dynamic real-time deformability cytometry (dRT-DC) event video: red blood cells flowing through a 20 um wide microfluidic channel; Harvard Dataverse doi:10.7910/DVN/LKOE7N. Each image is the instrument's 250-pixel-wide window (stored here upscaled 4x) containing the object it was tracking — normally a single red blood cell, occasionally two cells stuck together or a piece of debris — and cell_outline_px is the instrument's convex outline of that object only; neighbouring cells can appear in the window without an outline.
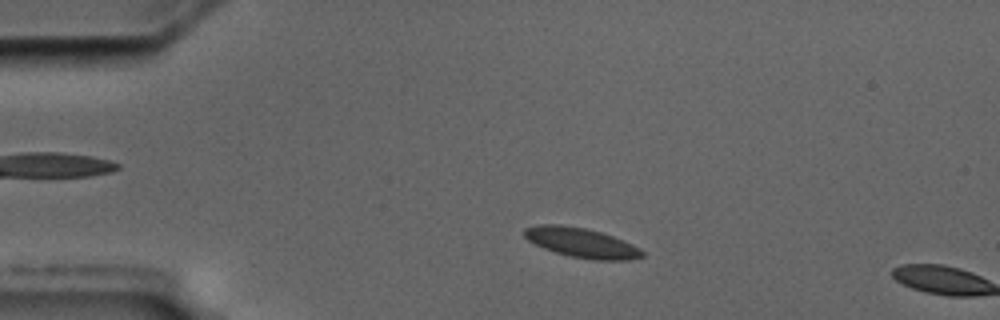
{"species": "common noctule bat (a hibernating species)", "species_latin": "Nyctalus noctula", "temperature_condition": "cold", "stored_images_in_passage": 9, "camera_frame_rate_fps": 3000, "um_per_image_px": 0.085, "animal": {"sex": "male", "body_mass_g": 17.5, "forearm_length_mm": 52.3}, "frame": {"image": 1, "passage_image": 7, "time_ms": 2.0, "image_size_px": [1000, 320], "cell_outline_px": [[644, 256], [632, 260], [592, 260], [572, 256], [556, 252], [544, 248], [528, 240], [524, 236], [524, 228], [540, 224], [560, 224], [584, 228], [600, 232], [624, 240], [640, 248], [644, 252]], "centroid_in_image_um": [49.45, 20.63], "position_along_channel_um": 35.5, "area_um2": 20.29}}